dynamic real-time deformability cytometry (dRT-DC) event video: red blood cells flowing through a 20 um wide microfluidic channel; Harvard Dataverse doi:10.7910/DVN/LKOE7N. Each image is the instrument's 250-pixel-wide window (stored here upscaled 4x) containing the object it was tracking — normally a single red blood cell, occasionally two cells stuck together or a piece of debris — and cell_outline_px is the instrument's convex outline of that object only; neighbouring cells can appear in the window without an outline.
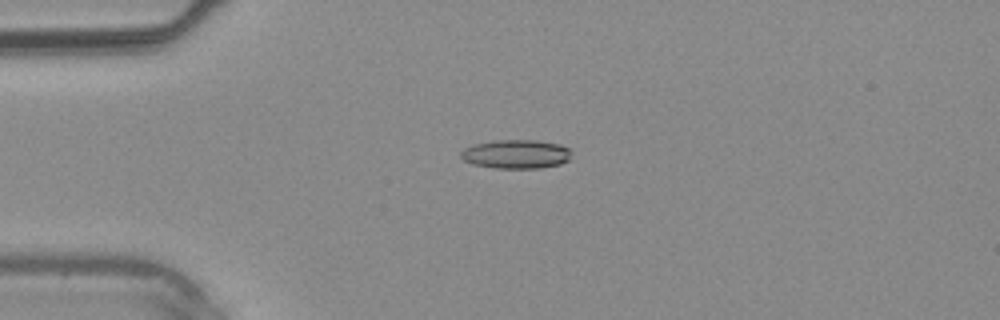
{"species": "common noctule bat (a hibernating species)", "species_latin": "Nyctalus noctula", "temperature_condition": "warm", "stored_images_in_passage": 4, "camera_frame_rate_fps": 3000, "um_per_image_px": 0.085, "animal": {"sex": "male", "body_mass_g": 20.4}, "frame": {"image": 1, "passage_image": 3, "time_ms": 2.333, "image_size_px": [1000, 320], "cell_outline_px": [[572, 152], [568, 160], [560, 164], [540, 168], [496, 168], [472, 164], [464, 160], [460, 156], [460, 152], [464, 148], [472, 144], [492, 140], [536, 140], [560, 144], [568, 148]], "centroid_in_image_um": [43.85, 13.09], "position_along_channel_um": 41.2, "area_um2": 18.79}}